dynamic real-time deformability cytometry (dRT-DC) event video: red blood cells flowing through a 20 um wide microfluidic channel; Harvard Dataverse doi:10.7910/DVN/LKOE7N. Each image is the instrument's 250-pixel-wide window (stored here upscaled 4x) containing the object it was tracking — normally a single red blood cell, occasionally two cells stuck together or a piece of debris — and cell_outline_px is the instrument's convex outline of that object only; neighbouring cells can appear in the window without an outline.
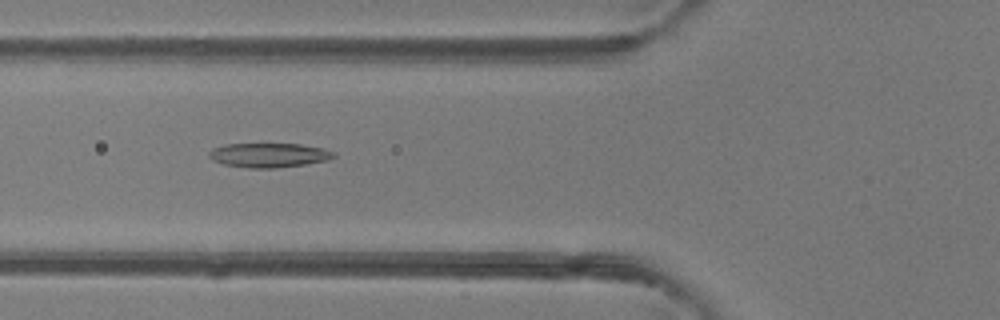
{"species": "common noctule bat (a hibernating species)", "species_latin": "Nyctalus noctula", "temperature_condition": "room temperature", "stored_images_in_passage": 50, "camera_frame_rate_fps": 3000, "um_per_image_px": 0.085, "animal": {"sex": "female"}, "frame": {"image": 1, "passage_image": 19, "time_ms": 6.0, "image_size_px": [1000, 320], "cell_outline_px": [[336, 156], [328, 160], [304, 164], [276, 168], [248, 168], [224, 164], [212, 160], [208, 156], [208, 152], [212, 148], [224, 144], [300, 144], [320, 148], [336, 152]], "centroid_in_image_um": [22.82, 13.19], "position_along_channel_um": 103.0, "area_um2": 17.69}}
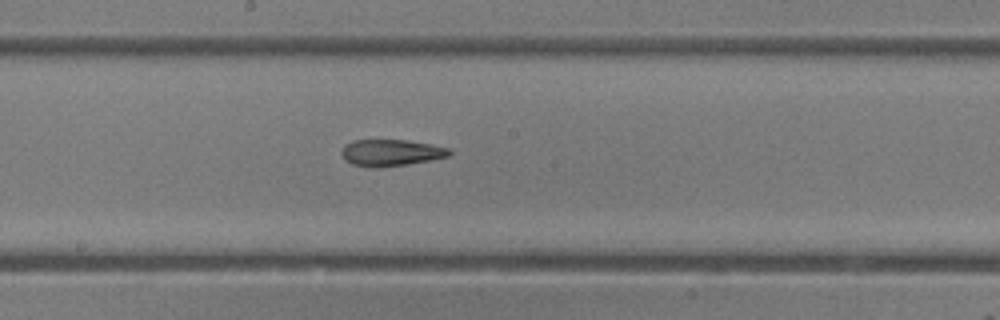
{"frame": {"image": 2, "passage_image": 27, "time_ms": 8.667, "image_size_px": [1000, 320], "cell_outline_px": [[452, 156], [432, 160], [408, 164], [380, 168], [372, 168], [352, 164], [344, 160], [340, 152], [344, 144], [352, 140], [404, 140], [428, 144], [448, 148], [452, 152]], "centroid_in_image_um": [33.2, 12.99], "position_along_channel_um": 215.0, "area_um2": 16.94}}
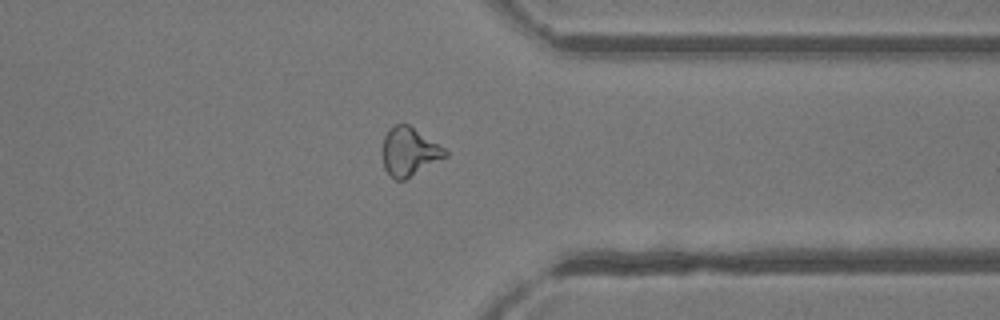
{"frame": {"image": 3, "passage_image": 39, "time_ms": 12.667, "image_size_px": [1000, 320], "cell_outline_px": [[448, 156], [404, 180], [396, 180], [384, 168], [380, 152], [384, 136], [388, 128], [396, 124], [408, 124], [444, 148], [448, 152]], "centroid_in_image_um": [34.74, 12.89], "position_along_channel_um": 376.7, "area_um2": 17.8}}